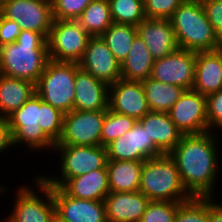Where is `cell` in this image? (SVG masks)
<instances>
[{
  "label": "cell",
  "mask_w": 222,
  "mask_h": 222,
  "mask_svg": "<svg viewBox=\"0 0 222 222\" xmlns=\"http://www.w3.org/2000/svg\"><path fill=\"white\" fill-rule=\"evenodd\" d=\"M137 120L107 109L102 125L101 145L106 147L113 140L132 129Z\"/></svg>",
  "instance_id": "31"
},
{
  "label": "cell",
  "mask_w": 222,
  "mask_h": 222,
  "mask_svg": "<svg viewBox=\"0 0 222 222\" xmlns=\"http://www.w3.org/2000/svg\"><path fill=\"white\" fill-rule=\"evenodd\" d=\"M35 93V84L31 81L0 74V117L7 118Z\"/></svg>",
  "instance_id": "24"
},
{
  "label": "cell",
  "mask_w": 222,
  "mask_h": 222,
  "mask_svg": "<svg viewBox=\"0 0 222 222\" xmlns=\"http://www.w3.org/2000/svg\"><path fill=\"white\" fill-rule=\"evenodd\" d=\"M21 30L16 21L5 18L0 14V46L17 41Z\"/></svg>",
  "instance_id": "39"
},
{
  "label": "cell",
  "mask_w": 222,
  "mask_h": 222,
  "mask_svg": "<svg viewBox=\"0 0 222 222\" xmlns=\"http://www.w3.org/2000/svg\"><path fill=\"white\" fill-rule=\"evenodd\" d=\"M208 197V222H222V203Z\"/></svg>",
  "instance_id": "41"
},
{
  "label": "cell",
  "mask_w": 222,
  "mask_h": 222,
  "mask_svg": "<svg viewBox=\"0 0 222 222\" xmlns=\"http://www.w3.org/2000/svg\"><path fill=\"white\" fill-rule=\"evenodd\" d=\"M33 180V188L30 183V187L25 184L18 186L12 211L6 217L9 222H53L56 211L52 186L37 174Z\"/></svg>",
  "instance_id": "7"
},
{
  "label": "cell",
  "mask_w": 222,
  "mask_h": 222,
  "mask_svg": "<svg viewBox=\"0 0 222 222\" xmlns=\"http://www.w3.org/2000/svg\"><path fill=\"white\" fill-rule=\"evenodd\" d=\"M92 1L94 0H51L53 18L77 20Z\"/></svg>",
  "instance_id": "35"
},
{
  "label": "cell",
  "mask_w": 222,
  "mask_h": 222,
  "mask_svg": "<svg viewBox=\"0 0 222 222\" xmlns=\"http://www.w3.org/2000/svg\"><path fill=\"white\" fill-rule=\"evenodd\" d=\"M12 149V136L7 118L0 117V154Z\"/></svg>",
  "instance_id": "40"
},
{
  "label": "cell",
  "mask_w": 222,
  "mask_h": 222,
  "mask_svg": "<svg viewBox=\"0 0 222 222\" xmlns=\"http://www.w3.org/2000/svg\"><path fill=\"white\" fill-rule=\"evenodd\" d=\"M10 133L12 136V146L23 145L30 150L49 151L54 150L55 144L45 135L39 126V96L35 93L19 109H16L7 117ZM26 145V146H25ZM49 149V150H48Z\"/></svg>",
  "instance_id": "8"
},
{
  "label": "cell",
  "mask_w": 222,
  "mask_h": 222,
  "mask_svg": "<svg viewBox=\"0 0 222 222\" xmlns=\"http://www.w3.org/2000/svg\"><path fill=\"white\" fill-rule=\"evenodd\" d=\"M136 28L154 60L161 59L178 48L169 19L146 18Z\"/></svg>",
  "instance_id": "19"
},
{
  "label": "cell",
  "mask_w": 222,
  "mask_h": 222,
  "mask_svg": "<svg viewBox=\"0 0 222 222\" xmlns=\"http://www.w3.org/2000/svg\"><path fill=\"white\" fill-rule=\"evenodd\" d=\"M206 99L208 130L222 132V90L207 95Z\"/></svg>",
  "instance_id": "37"
},
{
  "label": "cell",
  "mask_w": 222,
  "mask_h": 222,
  "mask_svg": "<svg viewBox=\"0 0 222 222\" xmlns=\"http://www.w3.org/2000/svg\"><path fill=\"white\" fill-rule=\"evenodd\" d=\"M0 221L1 222H9V220L6 217H4L3 220L1 219Z\"/></svg>",
  "instance_id": "44"
},
{
  "label": "cell",
  "mask_w": 222,
  "mask_h": 222,
  "mask_svg": "<svg viewBox=\"0 0 222 222\" xmlns=\"http://www.w3.org/2000/svg\"><path fill=\"white\" fill-rule=\"evenodd\" d=\"M78 65L108 86L121 78V64L116 60L101 36L89 38Z\"/></svg>",
  "instance_id": "15"
},
{
  "label": "cell",
  "mask_w": 222,
  "mask_h": 222,
  "mask_svg": "<svg viewBox=\"0 0 222 222\" xmlns=\"http://www.w3.org/2000/svg\"><path fill=\"white\" fill-rule=\"evenodd\" d=\"M218 134V135H217ZM219 133L182 135L169 153L174 159L184 188L192 197H214L220 179ZM219 153V154H218Z\"/></svg>",
  "instance_id": "1"
},
{
  "label": "cell",
  "mask_w": 222,
  "mask_h": 222,
  "mask_svg": "<svg viewBox=\"0 0 222 222\" xmlns=\"http://www.w3.org/2000/svg\"><path fill=\"white\" fill-rule=\"evenodd\" d=\"M189 1H192V2H197V3H203V2H205V1H208V0H189Z\"/></svg>",
  "instance_id": "43"
},
{
  "label": "cell",
  "mask_w": 222,
  "mask_h": 222,
  "mask_svg": "<svg viewBox=\"0 0 222 222\" xmlns=\"http://www.w3.org/2000/svg\"><path fill=\"white\" fill-rule=\"evenodd\" d=\"M136 35V26L113 22L101 37L113 53L116 60L122 64L128 56L132 41Z\"/></svg>",
  "instance_id": "29"
},
{
  "label": "cell",
  "mask_w": 222,
  "mask_h": 222,
  "mask_svg": "<svg viewBox=\"0 0 222 222\" xmlns=\"http://www.w3.org/2000/svg\"><path fill=\"white\" fill-rule=\"evenodd\" d=\"M75 77V62L49 60L35 84L36 94L62 113H68L74 107Z\"/></svg>",
  "instance_id": "6"
},
{
  "label": "cell",
  "mask_w": 222,
  "mask_h": 222,
  "mask_svg": "<svg viewBox=\"0 0 222 222\" xmlns=\"http://www.w3.org/2000/svg\"><path fill=\"white\" fill-rule=\"evenodd\" d=\"M153 63L154 59L146 44L137 34L132 41L128 56L121 64V78L142 82L150 77Z\"/></svg>",
  "instance_id": "26"
},
{
  "label": "cell",
  "mask_w": 222,
  "mask_h": 222,
  "mask_svg": "<svg viewBox=\"0 0 222 222\" xmlns=\"http://www.w3.org/2000/svg\"><path fill=\"white\" fill-rule=\"evenodd\" d=\"M61 188L77 199L103 201L110 192L108 169L104 167L70 178Z\"/></svg>",
  "instance_id": "23"
},
{
  "label": "cell",
  "mask_w": 222,
  "mask_h": 222,
  "mask_svg": "<svg viewBox=\"0 0 222 222\" xmlns=\"http://www.w3.org/2000/svg\"><path fill=\"white\" fill-rule=\"evenodd\" d=\"M169 20L178 48L196 53L222 48L201 3L185 0Z\"/></svg>",
  "instance_id": "3"
},
{
  "label": "cell",
  "mask_w": 222,
  "mask_h": 222,
  "mask_svg": "<svg viewBox=\"0 0 222 222\" xmlns=\"http://www.w3.org/2000/svg\"><path fill=\"white\" fill-rule=\"evenodd\" d=\"M208 21L222 44V1L208 0L202 3Z\"/></svg>",
  "instance_id": "38"
},
{
  "label": "cell",
  "mask_w": 222,
  "mask_h": 222,
  "mask_svg": "<svg viewBox=\"0 0 222 222\" xmlns=\"http://www.w3.org/2000/svg\"><path fill=\"white\" fill-rule=\"evenodd\" d=\"M139 121L163 154H169L183 135L170 119L168 112L150 111Z\"/></svg>",
  "instance_id": "22"
},
{
  "label": "cell",
  "mask_w": 222,
  "mask_h": 222,
  "mask_svg": "<svg viewBox=\"0 0 222 222\" xmlns=\"http://www.w3.org/2000/svg\"><path fill=\"white\" fill-rule=\"evenodd\" d=\"M54 153L60 155V176L38 174L50 186L62 187L70 178L107 167V150L102 145H55Z\"/></svg>",
  "instance_id": "5"
},
{
  "label": "cell",
  "mask_w": 222,
  "mask_h": 222,
  "mask_svg": "<svg viewBox=\"0 0 222 222\" xmlns=\"http://www.w3.org/2000/svg\"><path fill=\"white\" fill-rule=\"evenodd\" d=\"M185 0H143L144 14L149 19H170Z\"/></svg>",
  "instance_id": "36"
},
{
  "label": "cell",
  "mask_w": 222,
  "mask_h": 222,
  "mask_svg": "<svg viewBox=\"0 0 222 222\" xmlns=\"http://www.w3.org/2000/svg\"><path fill=\"white\" fill-rule=\"evenodd\" d=\"M114 23L138 26L146 19L143 0H108Z\"/></svg>",
  "instance_id": "30"
},
{
  "label": "cell",
  "mask_w": 222,
  "mask_h": 222,
  "mask_svg": "<svg viewBox=\"0 0 222 222\" xmlns=\"http://www.w3.org/2000/svg\"><path fill=\"white\" fill-rule=\"evenodd\" d=\"M90 37L77 20L54 19L47 38L49 59L78 63Z\"/></svg>",
  "instance_id": "9"
},
{
  "label": "cell",
  "mask_w": 222,
  "mask_h": 222,
  "mask_svg": "<svg viewBox=\"0 0 222 222\" xmlns=\"http://www.w3.org/2000/svg\"><path fill=\"white\" fill-rule=\"evenodd\" d=\"M168 114L183 135L209 131L206 96L194 90H185Z\"/></svg>",
  "instance_id": "13"
},
{
  "label": "cell",
  "mask_w": 222,
  "mask_h": 222,
  "mask_svg": "<svg viewBox=\"0 0 222 222\" xmlns=\"http://www.w3.org/2000/svg\"><path fill=\"white\" fill-rule=\"evenodd\" d=\"M142 84L152 112H168L185 91L181 86L169 85L151 77L143 80Z\"/></svg>",
  "instance_id": "27"
},
{
  "label": "cell",
  "mask_w": 222,
  "mask_h": 222,
  "mask_svg": "<svg viewBox=\"0 0 222 222\" xmlns=\"http://www.w3.org/2000/svg\"><path fill=\"white\" fill-rule=\"evenodd\" d=\"M56 216L66 222H107L105 202L77 199L52 186Z\"/></svg>",
  "instance_id": "16"
},
{
  "label": "cell",
  "mask_w": 222,
  "mask_h": 222,
  "mask_svg": "<svg viewBox=\"0 0 222 222\" xmlns=\"http://www.w3.org/2000/svg\"><path fill=\"white\" fill-rule=\"evenodd\" d=\"M77 21L91 36H101L113 23L108 0L92 1Z\"/></svg>",
  "instance_id": "28"
},
{
  "label": "cell",
  "mask_w": 222,
  "mask_h": 222,
  "mask_svg": "<svg viewBox=\"0 0 222 222\" xmlns=\"http://www.w3.org/2000/svg\"><path fill=\"white\" fill-rule=\"evenodd\" d=\"M63 115L59 109L39 97V126L45 135L56 144L62 133Z\"/></svg>",
  "instance_id": "32"
},
{
  "label": "cell",
  "mask_w": 222,
  "mask_h": 222,
  "mask_svg": "<svg viewBox=\"0 0 222 222\" xmlns=\"http://www.w3.org/2000/svg\"><path fill=\"white\" fill-rule=\"evenodd\" d=\"M108 160L145 161L163 153L137 120L132 129L106 146Z\"/></svg>",
  "instance_id": "14"
},
{
  "label": "cell",
  "mask_w": 222,
  "mask_h": 222,
  "mask_svg": "<svg viewBox=\"0 0 222 222\" xmlns=\"http://www.w3.org/2000/svg\"><path fill=\"white\" fill-rule=\"evenodd\" d=\"M139 192L150 201L186 202L192 196L184 188L174 159L169 154L146 159Z\"/></svg>",
  "instance_id": "4"
},
{
  "label": "cell",
  "mask_w": 222,
  "mask_h": 222,
  "mask_svg": "<svg viewBox=\"0 0 222 222\" xmlns=\"http://www.w3.org/2000/svg\"><path fill=\"white\" fill-rule=\"evenodd\" d=\"M109 86L84 71L76 63L73 110L102 111L108 109Z\"/></svg>",
  "instance_id": "18"
},
{
  "label": "cell",
  "mask_w": 222,
  "mask_h": 222,
  "mask_svg": "<svg viewBox=\"0 0 222 222\" xmlns=\"http://www.w3.org/2000/svg\"><path fill=\"white\" fill-rule=\"evenodd\" d=\"M0 14L22 30L40 32L46 38L54 21L50 0H0Z\"/></svg>",
  "instance_id": "11"
},
{
  "label": "cell",
  "mask_w": 222,
  "mask_h": 222,
  "mask_svg": "<svg viewBox=\"0 0 222 222\" xmlns=\"http://www.w3.org/2000/svg\"><path fill=\"white\" fill-rule=\"evenodd\" d=\"M196 52L177 48L171 54L154 60L150 77L154 80L192 90L195 80Z\"/></svg>",
  "instance_id": "12"
},
{
  "label": "cell",
  "mask_w": 222,
  "mask_h": 222,
  "mask_svg": "<svg viewBox=\"0 0 222 222\" xmlns=\"http://www.w3.org/2000/svg\"><path fill=\"white\" fill-rule=\"evenodd\" d=\"M182 202L150 201L140 222H174Z\"/></svg>",
  "instance_id": "34"
},
{
  "label": "cell",
  "mask_w": 222,
  "mask_h": 222,
  "mask_svg": "<svg viewBox=\"0 0 222 222\" xmlns=\"http://www.w3.org/2000/svg\"><path fill=\"white\" fill-rule=\"evenodd\" d=\"M107 110H72L63 115L62 133L55 145H101L102 125Z\"/></svg>",
  "instance_id": "10"
},
{
  "label": "cell",
  "mask_w": 222,
  "mask_h": 222,
  "mask_svg": "<svg viewBox=\"0 0 222 222\" xmlns=\"http://www.w3.org/2000/svg\"><path fill=\"white\" fill-rule=\"evenodd\" d=\"M174 222H208V197H192L181 203Z\"/></svg>",
  "instance_id": "33"
},
{
  "label": "cell",
  "mask_w": 222,
  "mask_h": 222,
  "mask_svg": "<svg viewBox=\"0 0 222 222\" xmlns=\"http://www.w3.org/2000/svg\"><path fill=\"white\" fill-rule=\"evenodd\" d=\"M108 109L140 120L150 112L142 82L120 78L110 85Z\"/></svg>",
  "instance_id": "17"
},
{
  "label": "cell",
  "mask_w": 222,
  "mask_h": 222,
  "mask_svg": "<svg viewBox=\"0 0 222 222\" xmlns=\"http://www.w3.org/2000/svg\"><path fill=\"white\" fill-rule=\"evenodd\" d=\"M53 222H66L64 220H61L60 218H58L57 216L54 217Z\"/></svg>",
  "instance_id": "42"
},
{
  "label": "cell",
  "mask_w": 222,
  "mask_h": 222,
  "mask_svg": "<svg viewBox=\"0 0 222 222\" xmlns=\"http://www.w3.org/2000/svg\"><path fill=\"white\" fill-rule=\"evenodd\" d=\"M192 90L205 96L222 90V48L196 53Z\"/></svg>",
  "instance_id": "21"
},
{
  "label": "cell",
  "mask_w": 222,
  "mask_h": 222,
  "mask_svg": "<svg viewBox=\"0 0 222 222\" xmlns=\"http://www.w3.org/2000/svg\"><path fill=\"white\" fill-rule=\"evenodd\" d=\"M47 38L21 30L17 41L0 46V74L36 84L49 61Z\"/></svg>",
  "instance_id": "2"
},
{
  "label": "cell",
  "mask_w": 222,
  "mask_h": 222,
  "mask_svg": "<svg viewBox=\"0 0 222 222\" xmlns=\"http://www.w3.org/2000/svg\"><path fill=\"white\" fill-rule=\"evenodd\" d=\"M144 161L108 160V181L110 192L139 191Z\"/></svg>",
  "instance_id": "25"
},
{
  "label": "cell",
  "mask_w": 222,
  "mask_h": 222,
  "mask_svg": "<svg viewBox=\"0 0 222 222\" xmlns=\"http://www.w3.org/2000/svg\"><path fill=\"white\" fill-rule=\"evenodd\" d=\"M104 202L107 222H140L150 200L139 191L109 192Z\"/></svg>",
  "instance_id": "20"
}]
</instances>
